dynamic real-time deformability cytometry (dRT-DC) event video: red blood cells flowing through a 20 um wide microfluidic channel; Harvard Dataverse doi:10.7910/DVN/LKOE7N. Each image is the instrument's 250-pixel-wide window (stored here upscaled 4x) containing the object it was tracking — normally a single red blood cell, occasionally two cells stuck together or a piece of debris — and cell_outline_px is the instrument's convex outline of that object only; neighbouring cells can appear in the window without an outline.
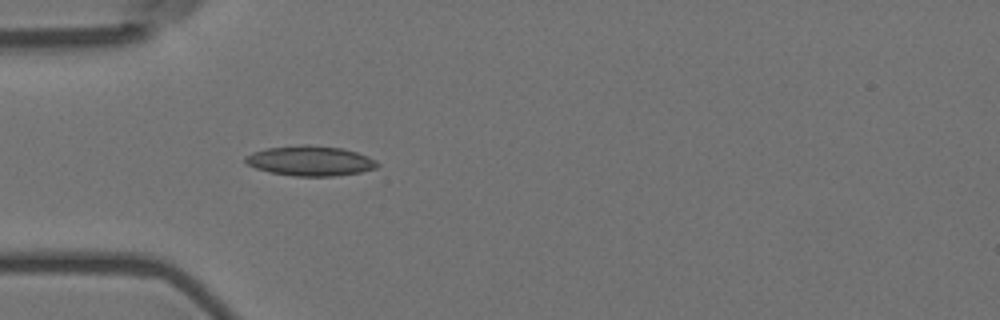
{"species": "Egyptian fruit bat (a non-hibernating species)", "species_latin": "Rousettus aegyptiacus", "temperature_condition": "room temperature", "stored_images_in_passage": 37, "camera_frame_rate_fps": 3000, "um_per_image_px": 0.085, "animal": {"sex": "female"}, "frame": {"image": 1, "passage_image": 1, "time_ms": 0.0, "image_size_px": [1000, 320], "cell_outline_px": [[380, 164], [376, 168], [360, 172], [336, 176], [292, 176], [268, 172], [256, 168], [248, 164], [244, 160], [244, 156], [252, 152], [268, 148], [304, 144], [308, 144], [340, 148], [356, 152], [368, 156], [376, 160]], "centroid_in_image_um": [26.37, 13.67], "position_along_channel_um": 58.6, "area_um2": 23.12}}
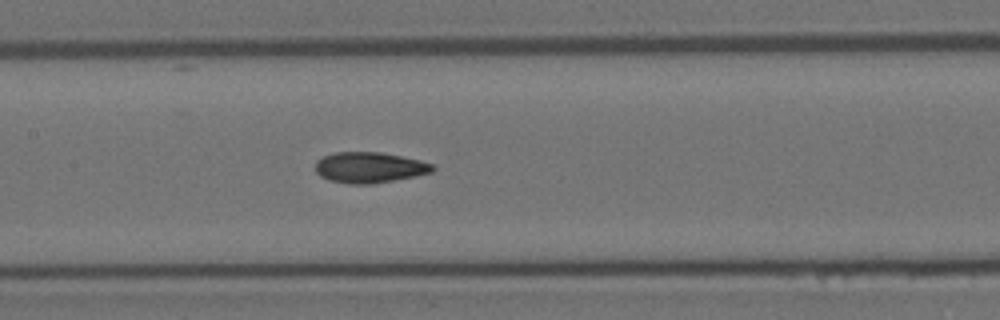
{"frame": {"image": 2, "passage_image": 11, "time_ms": 3.333, "image_size_px": [1000, 320], "cell_outline_px": [[436, 168], [432, 172], [416, 176], [372, 184], [348, 184], [328, 180], [320, 176], [316, 172], [316, 160], [324, 156], [336, 152], [380, 152], [420, 160], [432, 164]], "centroid_in_image_um": [31.4, 14.24], "position_along_channel_um": 176.0, "area_um2": 21.04}}
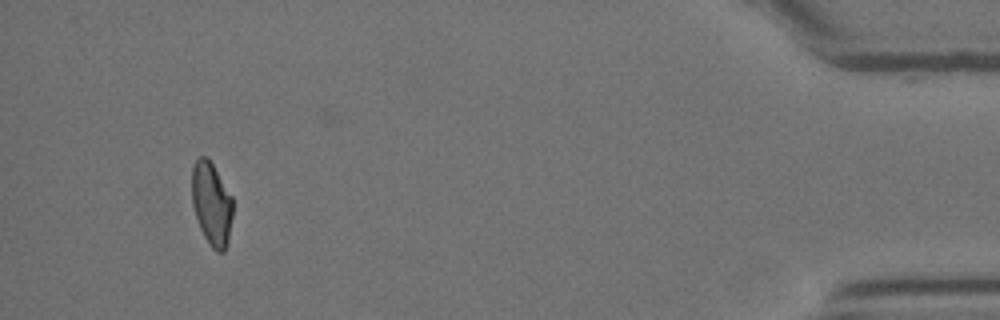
{"frame": {"image": 3, "passage_image": 37, "time_ms": 12.0, "image_size_px": [1000, 320], "cell_outline_px": [[232, 216], [228, 244], [224, 252], [216, 252], [208, 244], [200, 228], [192, 204], [192, 168], [196, 160], [200, 156], [208, 156], [232, 196]], "centroid_in_image_um": [17.99, 17.33], "position_along_channel_um": 417.2, "area_um2": 20.0}, "authors_computed_cell_mechanics": {"area_um2": 20.23, "velocity_mm_per_s": 3.6055, "shape_relaxation_time_tau1_ms": null, "shape_relaxation_time_tau2_ms": 2.0822, "deformation_change_tau1": null, "deformation_change_tau2": 0.0869}}